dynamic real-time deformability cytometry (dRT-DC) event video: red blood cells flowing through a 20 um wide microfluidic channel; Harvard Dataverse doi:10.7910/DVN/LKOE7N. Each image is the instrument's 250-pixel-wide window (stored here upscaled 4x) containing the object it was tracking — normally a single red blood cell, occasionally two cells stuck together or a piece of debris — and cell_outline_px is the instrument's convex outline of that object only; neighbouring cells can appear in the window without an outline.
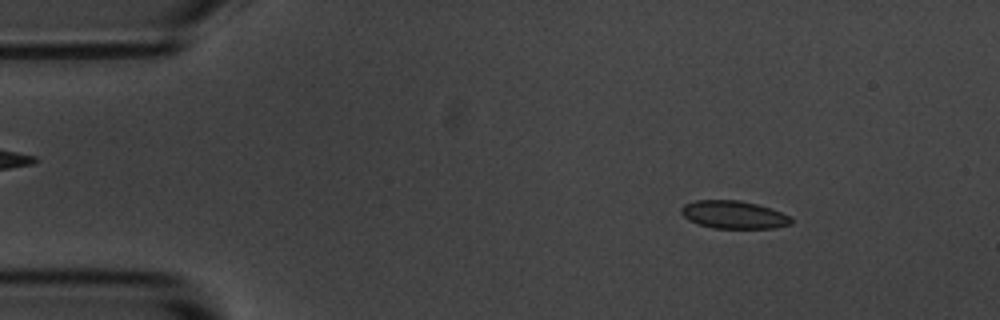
{"species": "common noctule bat (a hibernating species)", "species_latin": "Nyctalus noctula", "temperature_condition": "room temperature", "stored_images_in_passage": 4, "camera_frame_rate_fps": 3000, "um_per_image_px": 0.085, "animal": {"sex": "male", "body_mass_g": 20.1, "forearm_length_mm": 53.5}, "frame": {"image": 1, "passage_image": 2, "time_ms": 1.0, "image_size_px": [1000, 320], "cell_outline_px": [[792, 224], [776, 228], [712, 228], [688, 220], [680, 212], [680, 208], [684, 204], [696, 200], [740, 200], [772, 208], [792, 216]], "centroid_in_image_um": [62.4, 18.25], "position_along_channel_um": 22.6, "area_um2": 18.03}}